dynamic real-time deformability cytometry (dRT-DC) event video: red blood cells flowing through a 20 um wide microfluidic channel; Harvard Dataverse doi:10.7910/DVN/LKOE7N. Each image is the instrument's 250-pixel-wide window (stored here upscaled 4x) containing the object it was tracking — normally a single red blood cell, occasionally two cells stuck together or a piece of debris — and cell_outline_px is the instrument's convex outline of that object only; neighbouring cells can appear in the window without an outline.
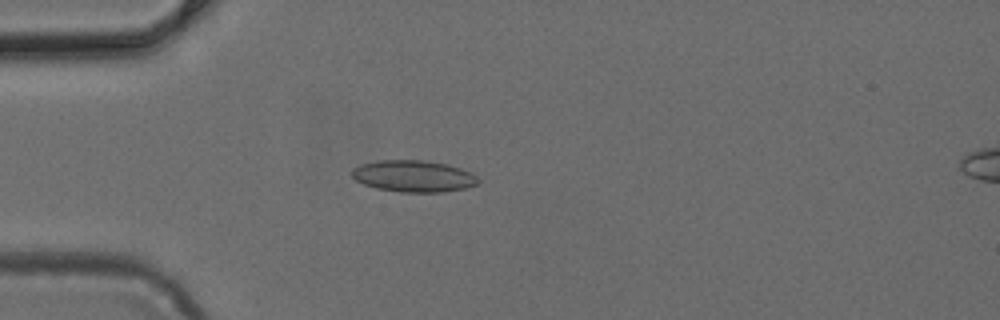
{"species": "common noctule bat (a hibernating species)", "species_latin": "Nyctalus noctula", "temperature_condition": "cold", "stored_images_in_passage": 5, "camera_frame_rate_fps": 3000, "um_per_image_px": 0.085, "animal": {"sex": "female", "body_mass_g": 24.6, "forearm_length_mm": 56.2}, "frame": {"image": 1, "passage_image": 4, "time_ms": 1.0, "image_size_px": [1000, 320], "cell_outline_px": [[480, 180], [476, 184], [464, 188], [444, 192], [400, 192], [376, 188], [364, 184], [356, 180], [352, 176], [352, 168], [360, 164], [380, 160], [424, 160], [448, 164], [472, 172]], "centroid_in_image_um": [35.15, 14.97], "position_along_channel_um": 49.9, "area_um2": 23.35}}